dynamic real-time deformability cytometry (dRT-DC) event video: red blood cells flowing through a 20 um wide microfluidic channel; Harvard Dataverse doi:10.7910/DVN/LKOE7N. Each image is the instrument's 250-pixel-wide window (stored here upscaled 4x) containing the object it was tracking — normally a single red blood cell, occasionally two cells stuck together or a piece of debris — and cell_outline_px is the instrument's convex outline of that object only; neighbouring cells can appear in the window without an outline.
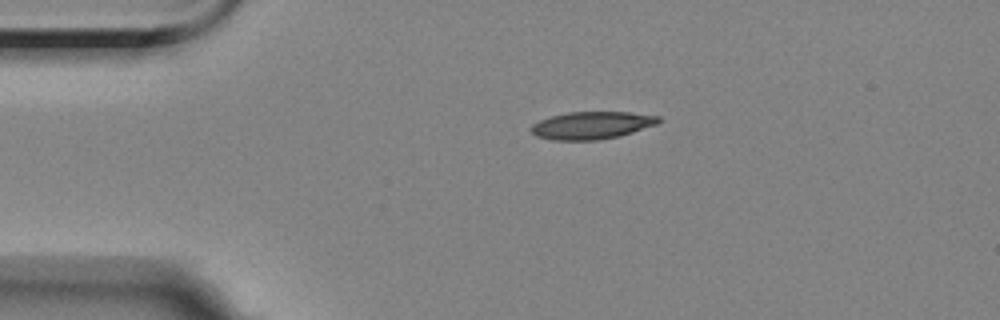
{"species": "Egyptian fruit bat (a non-hibernating species)", "species_latin": "Rousettus aegyptiacus", "temperature_condition": "room temperature", "stored_images_in_passage": 2, "camera_frame_rate_fps": 3000, "um_per_image_px": 0.085, "animal": {"sex": "female"}, "frame": {"image": 1, "passage_image": 1, "time_ms": 0.0, "image_size_px": [1000, 320], "cell_outline_px": [[660, 120], [656, 124], [620, 136], [596, 140], [552, 140], [536, 136], [528, 128], [532, 124], [540, 120], [552, 116], [568, 112], [628, 112], [660, 116]], "centroid_in_image_um": [50.26, 10.65], "position_along_channel_um": 34.7, "area_um2": 20.35}}